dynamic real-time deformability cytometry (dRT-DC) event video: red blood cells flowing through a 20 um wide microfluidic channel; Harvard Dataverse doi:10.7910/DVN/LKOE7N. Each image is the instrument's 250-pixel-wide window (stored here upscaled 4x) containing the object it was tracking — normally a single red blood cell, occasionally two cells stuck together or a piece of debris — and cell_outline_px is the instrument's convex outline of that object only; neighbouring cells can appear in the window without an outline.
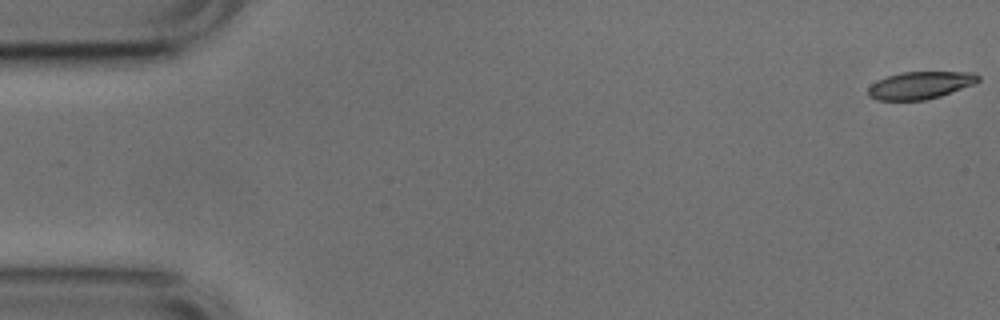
{"species": "common noctule bat (a hibernating species)", "species_latin": "Nyctalus noctula", "temperature_condition": "cold", "stored_images_in_passage": 53, "camera_frame_rate_fps": 3000, "um_per_image_px": 0.085, "animal": {"sex": "male", "body_mass_g": 17.9, "forearm_length_mm": 54.2}, "frame": {"image": 1, "passage_image": 1, "time_ms": 0.0, "image_size_px": [1000, 320], "cell_outline_px": [[980, 80], [976, 84], [940, 96], [924, 100], [876, 100], [868, 96], [868, 88], [876, 80], [900, 72], [976, 72], [980, 76]], "centroid_in_image_um": [78.25, 7.24], "position_along_channel_um": 6.8, "area_um2": 17.74}}
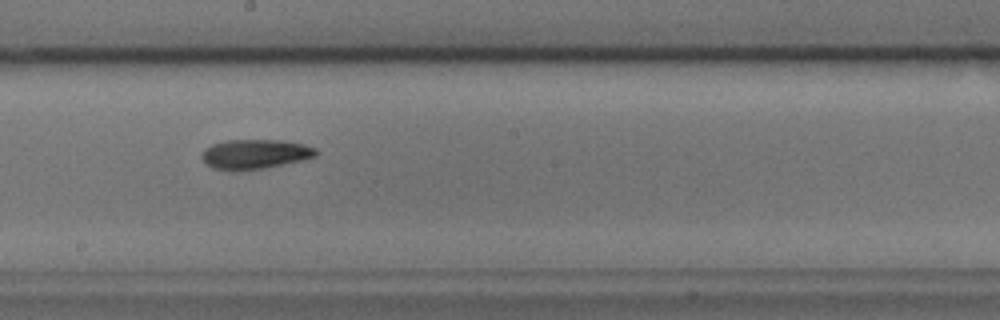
{"frame": {"image": 2, "passage_image": 29, "time_ms": 9.333, "image_size_px": [1000, 320], "cell_outline_px": [[316, 156], [300, 160], [264, 168], [236, 172], [212, 168], [200, 156], [204, 148], [212, 144], [228, 140], [284, 140], [304, 144], [316, 148]], "centroid_in_image_um": [21.63, 13.1], "position_along_channel_um": 226.6, "area_um2": 19.77}}
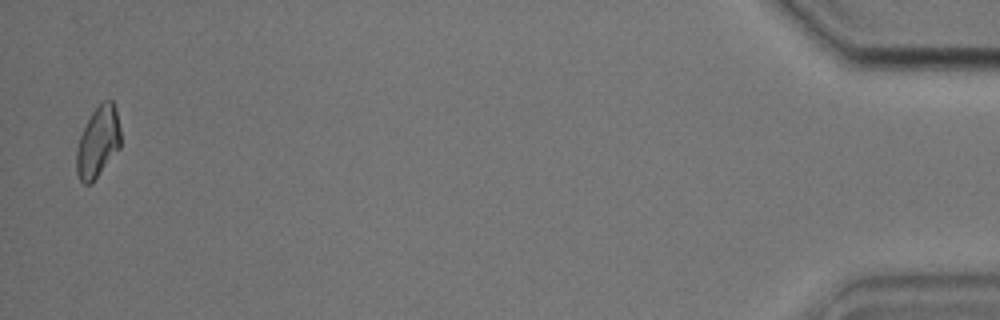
{"frame": {"image": 3, "passage_image": 52, "time_ms": 17.0, "image_size_px": [1000, 320], "cell_outline_px": [[120, 148], [92, 184], [84, 184], [80, 180], [76, 172], [76, 152], [80, 136], [92, 112], [104, 100], [112, 100], [116, 108], [120, 128]], "centroid_in_image_um": [8.33, 12.1], "position_along_channel_um": 426.9, "area_um2": 18.26}, "authors_computed_cell_mechanics": {"area_um2": 18.785, "velocity_mm_per_s": 3.7861, "shape_relaxation_time_tau1_ms": 4.8544, "shape_relaxation_time_tau2_ms": 8.5271, "deformation_change_tau1": 0.1443, "deformation_change_tau2": 0.1601}}